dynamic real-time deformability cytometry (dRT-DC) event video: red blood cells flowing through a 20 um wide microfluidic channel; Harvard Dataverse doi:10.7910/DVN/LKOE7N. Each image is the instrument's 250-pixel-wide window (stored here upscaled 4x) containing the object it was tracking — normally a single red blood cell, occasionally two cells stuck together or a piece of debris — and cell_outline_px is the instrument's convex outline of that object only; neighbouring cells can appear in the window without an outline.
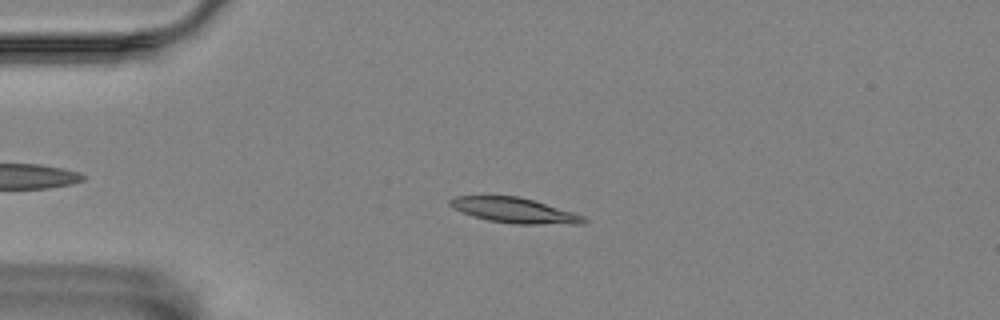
{"species": "Egyptian fruit bat (a non-hibernating species)", "species_latin": "Rousettus aegyptiacus", "temperature_condition": "room temperature", "stored_images_in_passage": 56, "camera_frame_rate_fps": 3000, "um_per_image_px": 0.085, "animal": {"sex": "female"}, "frame": {"image": 1, "passage_image": 13, "time_ms": 4.0, "image_size_px": [1000, 320], "cell_outline_px": [[588, 220], [584, 224], [512, 224], [488, 220], [472, 216], [460, 212], [452, 208], [448, 204], [448, 200], [456, 196], [520, 196], [572, 212], [584, 216]], "centroid_in_image_um": [43.69, 17.89], "position_along_channel_um": 41.3, "area_um2": 19.71}}
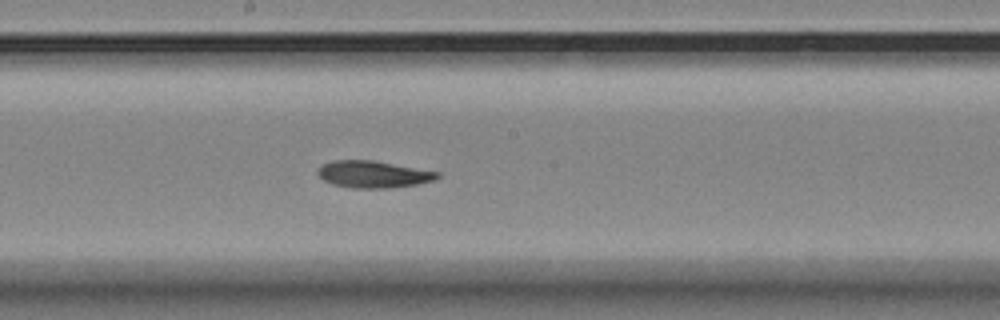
{"frame": {"image": 2, "passage_image": 30, "time_ms": 9.667, "image_size_px": [1000, 320], "cell_outline_px": [[440, 176], [436, 180], [416, 184], [388, 188], [352, 188], [332, 184], [324, 180], [316, 172], [316, 168], [332, 160], [372, 160], [440, 172]], "centroid_in_image_um": [31.71, 14.81], "position_along_channel_um": 216.5, "area_um2": 18.79}}
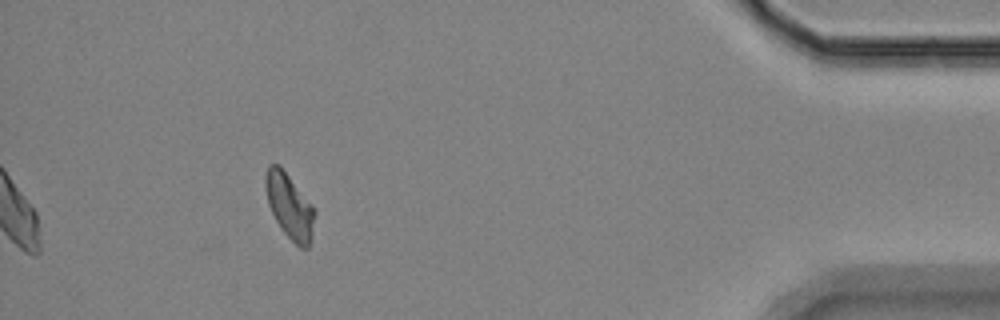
{"frame": {"image": 3, "passage_image": 51, "time_ms": 16.667, "image_size_px": [1000, 320], "cell_outline_px": [[316, 212], [312, 236], [308, 248], [300, 248], [284, 232], [276, 220], [268, 204], [264, 184], [264, 176], [268, 164], [280, 164], [316, 208]], "centroid_in_image_um": [24.62, 17.47], "position_along_channel_um": 410.6, "area_um2": 18.96}, "authors_computed_cell_mechanics": {"area_um2": 19.1029, "velocity_mm_per_s": 3.5423, "shape_relaxation_time_tau1_ms": 8.1118, "shape_relaxation_time_tau2_ms": null, "deformation_change_tau1": 0.1899, "deformation_change_tau2": null}}